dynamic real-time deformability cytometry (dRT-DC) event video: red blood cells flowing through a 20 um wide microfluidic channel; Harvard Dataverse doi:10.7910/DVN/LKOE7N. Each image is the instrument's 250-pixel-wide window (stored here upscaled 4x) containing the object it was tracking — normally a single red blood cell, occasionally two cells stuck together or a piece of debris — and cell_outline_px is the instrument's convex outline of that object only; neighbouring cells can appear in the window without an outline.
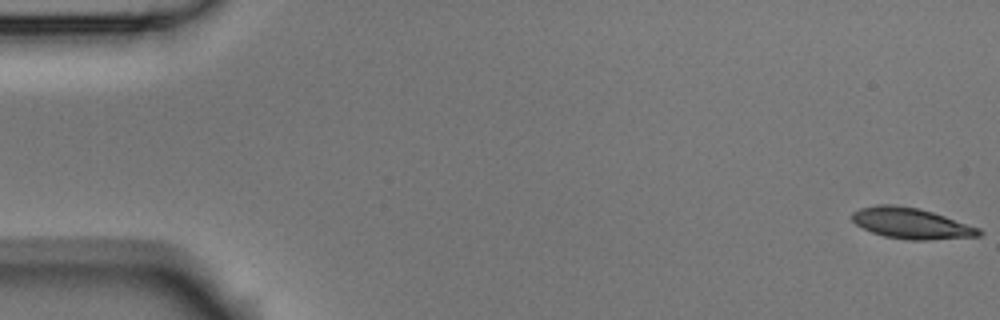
{"species": "Egyptian fruit bat (a non-hibernating species)", "species_latin": "Rousettus aegyptiacus", "temperature_condition": "room temperature", "stored_images_in_passage": 9, "camera_frame_rate_fps": 3000, "um_per_image_px": 0.085, "animal": {"sex": "male"}, "frame": {"image": 1, "passage_image": 1, "time_ms": 0.0, "image_size_px": [1000, 320], "cell_outline_px": [[984, 232], [980, 236], [932, 240], [908, 240], [884, 236], [872, 232], [856, 224], [852, 220], [852, 212], [860, 208], [880, 204], [888, 204], [916, 208], [932, 212], [980, 228]], "centroid_in_image_um": [77.47, 19.0], "position_along_channel_um": 7.5, "area_um2": 22.66}}
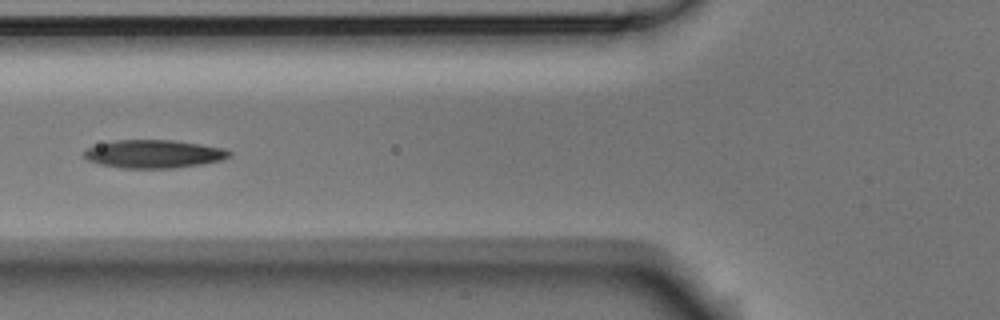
{"frame": {"image": 2, "passage_image": 6, "time_ms": 1.667, "image_size_px": [1000, 320], "cell_outline_px": [[232, 152], [228, 156], [220, 160], [200, 164], [176, 168], [120, 168], [100, 164], [88, 160], [84, 156], [84, 152], [88, 148], [100, 144], [116, 140], [176, 140], [224, 148]], "centroid_in_image_um": [13.07, 13.08], "position_along_channel_um": 112.7, "area_um2": 23.64}}
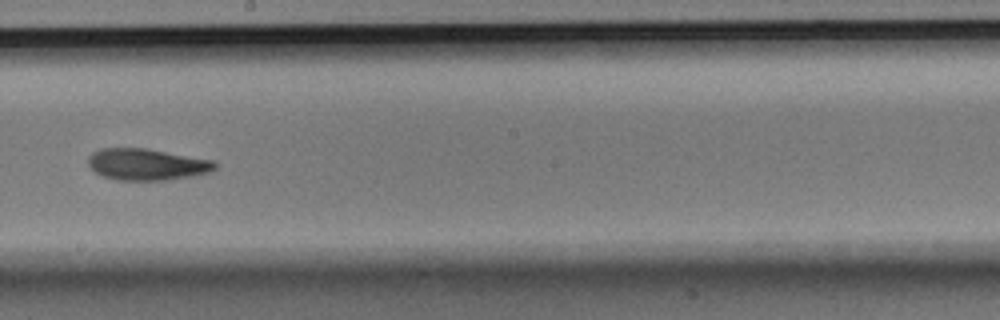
{"frame": {"image": 3, "passage_image": 9, "time_ms": 2.667, "image_size_px": [1000, 320], "cell_outline_px": [[216, 168], [208, 172], [192, 176], [168, 180], [116, 180], [104, 176], [96, 172], [88, 164], [88, 156], [92, 152], [100, 148], [148, 148], [216, 160]], "centroid_in_image_um": [12.5, 13.96], "position_along_channel_um": 235.7, "area_um2": 23.52}}